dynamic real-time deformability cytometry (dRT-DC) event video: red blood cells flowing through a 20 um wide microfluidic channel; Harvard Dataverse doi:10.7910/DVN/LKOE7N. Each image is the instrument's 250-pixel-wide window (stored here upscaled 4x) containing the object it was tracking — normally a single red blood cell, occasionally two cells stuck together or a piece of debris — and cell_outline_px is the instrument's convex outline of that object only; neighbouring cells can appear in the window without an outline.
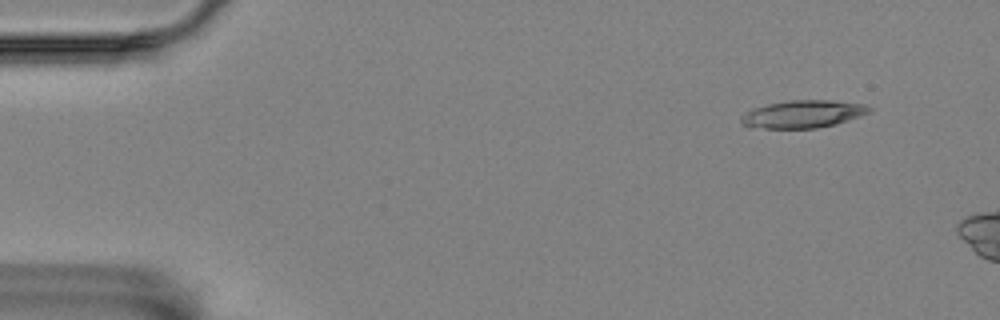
{"species": "Egyptian fruit bat (a non-hibernating species)", "species_latin": "Rousettus aegyptiacus", "temperature_condition": "room temperature", "stored_images_in_passage": 4, "camera_frame_rate_fps": 3000, "um_per_image_px": 0.085, "animal": {"sex": "female"}, "frame": {"image": 1, "passage_image": 1, "time_ms": 0.0, "image_size_px": [1000, 320], "cell_outline_px": [[872, 112], [836, 124], [816, 128], [748, 128], [740, 120], [740, 116], [752, 108], [768, 104], [788, 100], [828, 100], [864, 104], [872, 108]], "centroid_in_image_um": [68.23, 9.7], "position_along_channel_um": 16.8, "area_um2": 20.69}}